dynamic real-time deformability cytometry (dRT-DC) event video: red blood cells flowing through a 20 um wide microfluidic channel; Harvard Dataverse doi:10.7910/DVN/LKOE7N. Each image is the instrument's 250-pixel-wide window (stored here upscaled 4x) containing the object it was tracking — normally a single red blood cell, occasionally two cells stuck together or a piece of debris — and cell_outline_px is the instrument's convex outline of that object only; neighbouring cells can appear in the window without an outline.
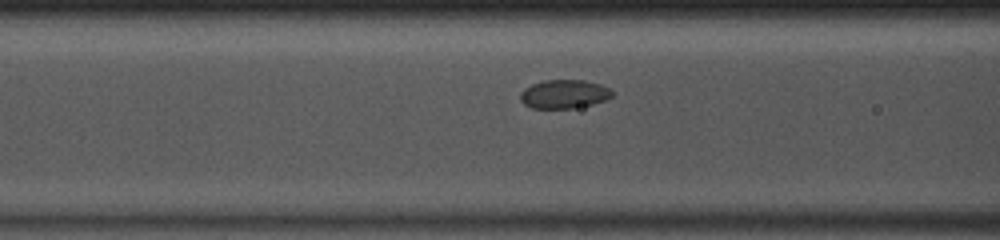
{"species": "common noctule bat (a hibernating species)", "species_latin": "Nyctalus noctula", "temperature_condition": "room temperature", "stored_images_in_passage": 32, "camera_frame_rate_fps": 3000, "um_per_image_px": 0.085, "animal": {"sex": "male", "body_mass_g": 13.0, "forearm_length_mm": 53.1}, "frame": {"image": 1, "passage_image": 8, "time_ms": 2.333, "image_size_px": [1000, 240], "cell_outline_px": [[616, 92], [612, 96], [604, 100], [592, 104], [572, 108], [532, 108], [524, 104], [520, 100], [520, 92], [524, 88], [532, 84], [544, 80], [584, 80], [600, 84]], "centroid_in_image_um": [47.94, 7.99], "position_along_channel_um": 118.7, "area_um2": 15.37}}
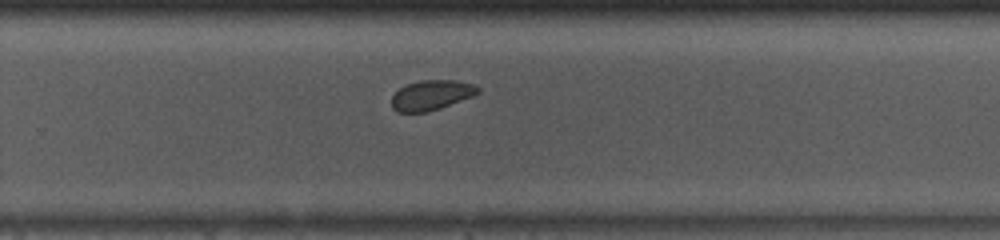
{"frame": {"image": 2, "passage_image": 21, "time_ms": 6.667, "image_size_px": [1000, 240], "cell_outline_px": [[480, 92], [472, 96], [440, 108], [424, 112], [396, 112], [392, 108], [392, 96], [400, 88], [408, 84], [420, 80], [456, 80], [476, 84], [480, 88]], "centroid_in_image_um": [36.69, 8.07], "position_along_channel_um": 293.1, "area_um2": 15.03}}
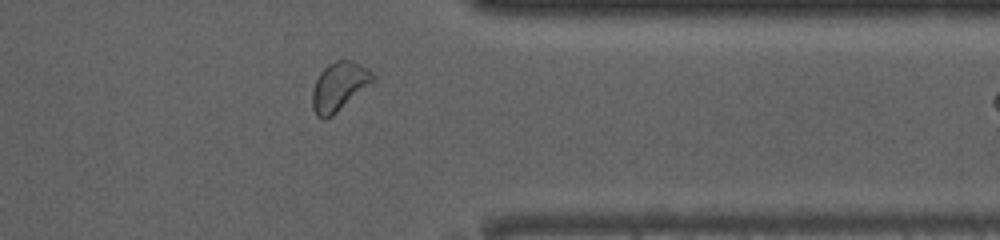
{"frame": {"image": 3, "passage_image": 28, "time_ms": 9.0, "image_size_px": [1000, 240], "cell_outline_px": [[376, 76], [372, 80], [332, 116], [324, 120], [316, 116], [312, 108], [312, 92], [316, 80], [320, 72], [328, 64], [336, 60], [352, 60], [368, 68]], "centroid_in_image_um": [28.77, 7.34], "position_along_channel_um": 382.6, "area_um2": 16.76}}